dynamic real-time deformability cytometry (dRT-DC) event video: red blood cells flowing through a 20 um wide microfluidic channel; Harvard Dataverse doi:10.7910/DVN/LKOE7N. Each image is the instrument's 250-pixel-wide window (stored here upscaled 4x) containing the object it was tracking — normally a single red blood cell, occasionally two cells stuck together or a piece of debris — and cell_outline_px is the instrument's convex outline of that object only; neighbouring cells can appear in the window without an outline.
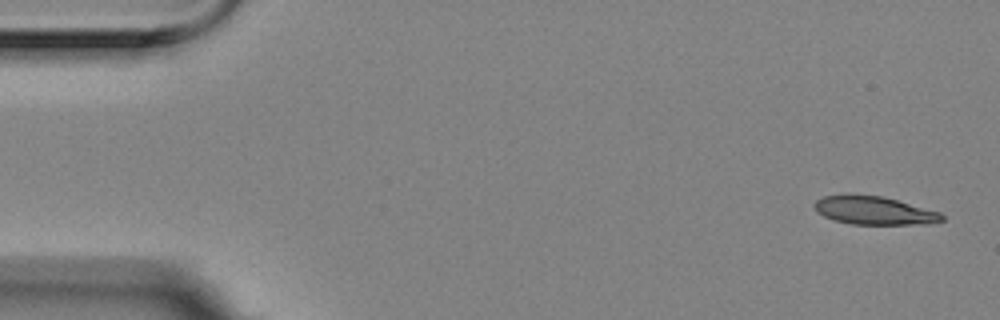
{"species": "Egyptian fruit bat (a non-hibernating species)", "species_latin": "Rousettus aegyptiacus", "temperature_condition": "room temperature", "stored_images_in_passage": 5, "camera_frame_rate_fps": 3000, "um_per_image_px": 0.085, "animal": {"sex": "female"}, "frame": {"image": 1, "passage_image": 1, "time_ms": 0.0, "image_size_px": [1000, 320], "cell_outline_px": [[944, 220], [908, 224], [852, 224], [836, 220], [824, 216], [816, 212], [812, 204], [816, 200], [824, 196], [844, 192], [848, 192], [884, 196], [940, 212], [944, 216]], "centroid_in_image_um": [74.18, 17.84], "position_along_channel_um": 10.8, "area_um2": 21.27}}
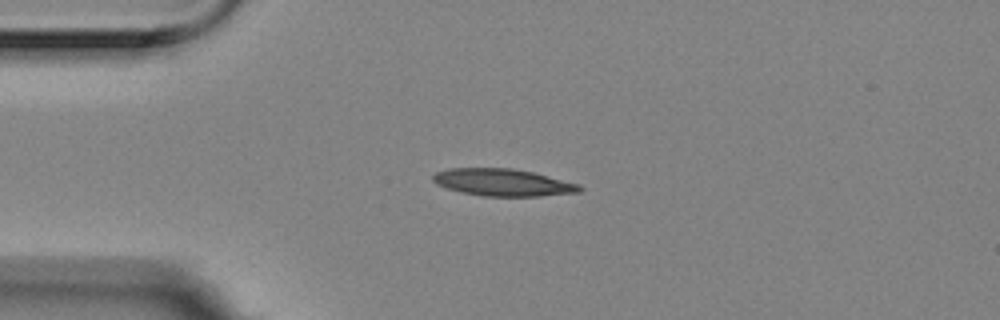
{"frame": {"image": 2, "passage_image": 4, "time_ms": 1.0, "image_size_px": [1000, 320], "cell_outline_px": [[584, 188], [580, 192], [540, 196], [484, 196], [464, 192], [448, 188], [436, 184], [432, 180], [432, 176], [436, 172], [448, 168], [512, 168], [532, 172], [580, 184]], "centroid_in_image_um": [42.76, 15.5], "position_along_channel_um": 42.2, "area_um2": 23.12}}